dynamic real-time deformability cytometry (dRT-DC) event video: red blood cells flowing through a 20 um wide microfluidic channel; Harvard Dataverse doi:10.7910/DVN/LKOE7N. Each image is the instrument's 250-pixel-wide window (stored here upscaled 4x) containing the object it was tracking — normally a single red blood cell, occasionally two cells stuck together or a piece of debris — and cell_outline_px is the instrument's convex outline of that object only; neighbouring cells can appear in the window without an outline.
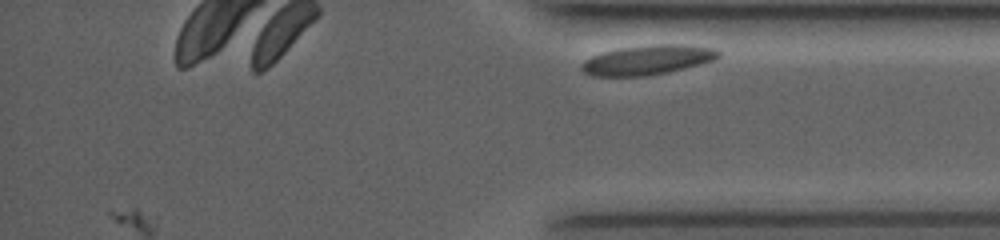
{"species": "common noctule bat (a hibernating species)", "species_latin": "Nyctalus noctula", "temperature_condition": "room temperature", "stored_images_in_passage": 16, "camera_frame_rate_fps": 4000, "um_per_image_px": 0.085, "animal": {"sex": "female", "body_mass_g": 19.0, "forearm_length_mm": 53.3}, "frame": {"image": 1, "passage_image": 16, "time_ms": 11.0, "image_size_px": [1000, 240], "cell_outline_px": [[720, 56], [716, 60], [668, 72], [648, 76], [592, 76], [584, 72], [580, 68], [584, 60], [592, 56], [604, 52], [620, 48], [652, 44], [684, 44], [712, 48], [720, 52]], "centroid_in_image_um": [55.05, 5.09], "position_along_channel_um": 380.1, "area_um2": 23.64}}